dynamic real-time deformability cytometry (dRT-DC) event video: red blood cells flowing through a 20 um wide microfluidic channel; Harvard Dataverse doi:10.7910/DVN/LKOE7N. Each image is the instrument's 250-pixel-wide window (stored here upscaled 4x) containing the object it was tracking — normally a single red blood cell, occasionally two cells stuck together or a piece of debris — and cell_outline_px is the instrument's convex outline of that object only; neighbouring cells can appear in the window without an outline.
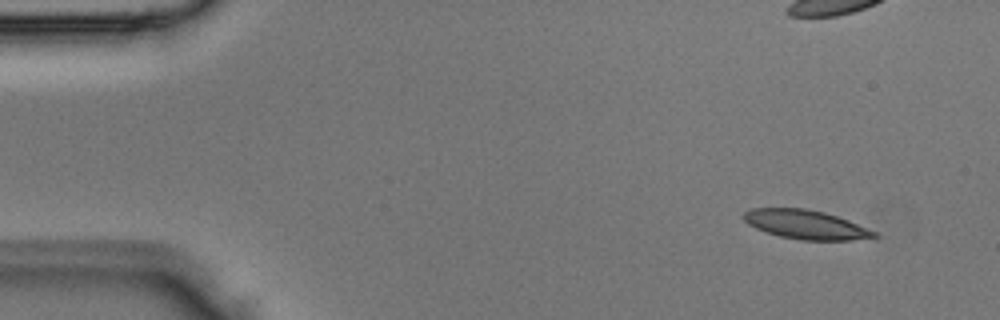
{"species": "Egyptian fruit bat (a non-hibernating species)", "species_latin": "Rousettus aegyptiacus", "temperature_condition": "room temperature", "stored_images_in_passage": 3, "camera_frame_rate_fps": 3000, "um_per_image_px": 0.085, "animal": {"sex": "male"}, "frame": {"image": 1, "passage_image": 1, "time_ms": 0.0, "image_size_px": [1000, 320], "cell_outline_px": [[880, 236], [852, 240], [800, 240], [780, 236], [756, 228], [748, 224], [744, 220], [744, 212], [752, 208], [804, 208], [824, 212], [848, 220], [876, 232]], "centroid_in_image_um": [68.49, 19.08], "position_along_channel_um": 16.5, "area_um2": 21.85}}